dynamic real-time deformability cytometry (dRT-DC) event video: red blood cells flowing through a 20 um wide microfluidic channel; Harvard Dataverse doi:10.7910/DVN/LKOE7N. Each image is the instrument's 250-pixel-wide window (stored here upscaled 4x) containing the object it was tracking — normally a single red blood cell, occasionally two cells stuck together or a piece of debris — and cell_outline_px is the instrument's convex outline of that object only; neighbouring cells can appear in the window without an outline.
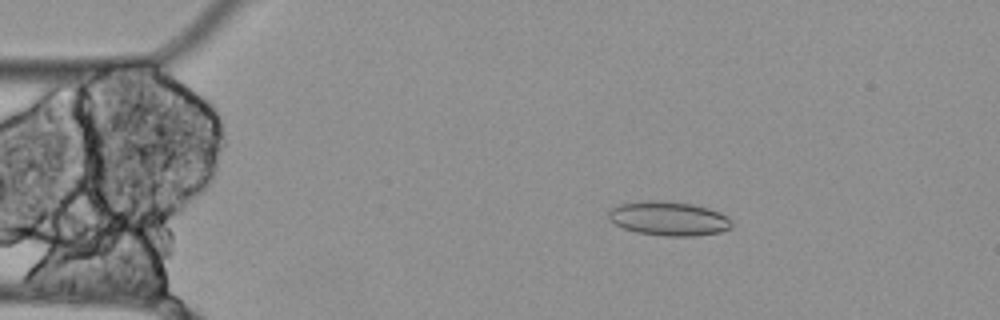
{"species": "Egyptian fruit bat (a non-hibernating species)", "species_latin": "Rousettus aegyptiacus", "temperature_condition": "cold", "stored_images_in_passage": 35, "camera_frame_rate_fps": 3000, "um_per_image_px": 0.085, "animal": {"sex": "female"}, "frame": {"image": 1, "passage_image": 2, "time_ms": 0.333, "image_size_px": [1000, 320], "cell_outline_px": [[732, 228], [720, 232], [692, 236], [664, 236], [636, 232], [624, 228], [616, 224], [608, 216], [608, 212], [612, 208], [620, 204], [648, 200], [664, 200], [692, 204], [708, 208], [720, 212], [728, 216], [732, 220]], "centroid_in_image_um": [56.88, 18.57], "position_along_channel_um": 28.1, "area_um2": 24.57}}
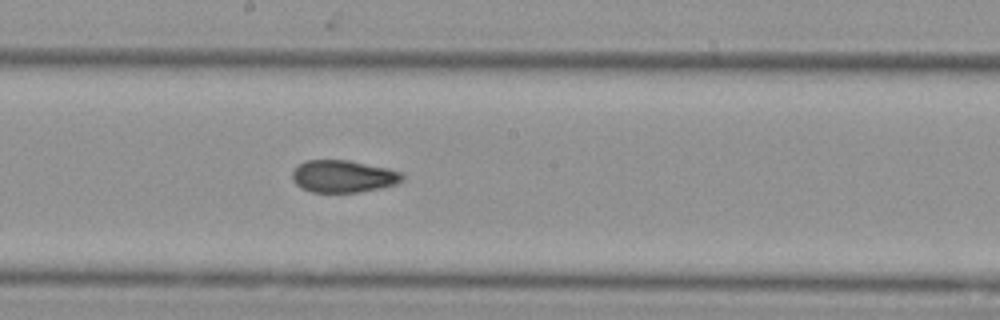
{"frame": {"image": 2, "passage_image": 22, "time_ms": 7.0, "image_size_px": [1000, 320], "cell_outline_px": [[404, 180], [396, 184], [380, 188], [360, 192], [312, 192], [300, 188], [292, 180], [292, 172], [304, 160], [348, 160], [388, 168], [400, 172], [404, 176]], "centroid_in_image_um": [29.17, 14.99], "position_along_channel_um": 219.0, "area_um2": 20.75}}
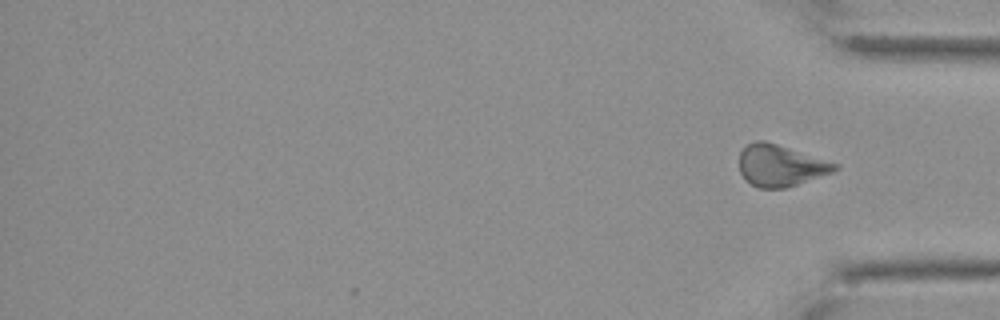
{"frame": {"image": 3, "passage_image": 35, "time_ms": 11.333, "image_size_px": [1000, 320], "cell_outline_px": [[840, 168], [832, 172], [784, 188], [756, 188], [744, 180], [740, 172], [740, 152], [748, 144], [756, 140], [764, 140], [840, 164]], "centroid_in_image_um": [66.32, 14.07], "position_along_channel_um": 368.9, "area_um2": 23.0}}